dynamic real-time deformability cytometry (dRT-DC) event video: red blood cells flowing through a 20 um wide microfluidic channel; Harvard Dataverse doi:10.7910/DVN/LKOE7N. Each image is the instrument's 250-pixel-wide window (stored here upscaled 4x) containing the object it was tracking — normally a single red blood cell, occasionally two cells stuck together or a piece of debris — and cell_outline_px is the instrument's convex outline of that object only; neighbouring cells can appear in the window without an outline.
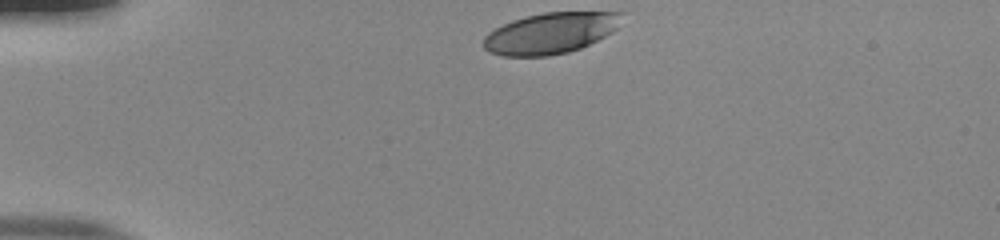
{"species": "human", "species_latin": "Homo sapiens", "temperature_condition": "room temperature", "stored_images_in_passage": 34, "camera_frame_rate_fps": 3000, "um_per_image_px": 0.085, "donor": {"sex": "male"}, "frame": {"image": 1, "passage_image": 1, "time_ms": 0.0, "image_size_px": [1000, 240], "cell_outline_px": [[624, 12], [616, 28], [612, 32], [580, 48], [568, 52], [548, 56], [500, 56], [488, 52], [484, 48], [484, 36], [488, 32], [512, 20], [524, 16], [544, 12]], "centroid_in_image_um": [46.74, 2.82], "position_along_channel_um": 38.3, "area_um2": 32.95}}
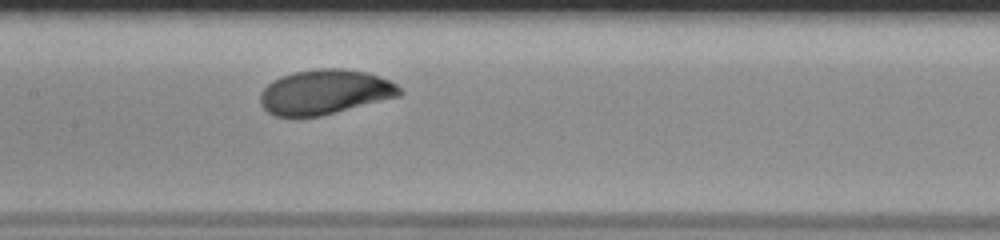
{"frame": {"image": 2, "passage_image": 16, "time_ms": 5.0, "image_size_px": [1000, 240], "cell_outline_px": [[404, 92], [400, 96], [320, 116], [272, 116], [260, 104], [260, 92], [272, 80], [280, 76], [292, 72], [320, 68], [344, 68], [368, 72], [388, 80], [396, 84]], "centroid_in_image_um": [27.6, 7.81], "position_along_channel_um": 179.8, "area_um2": 36.47}}
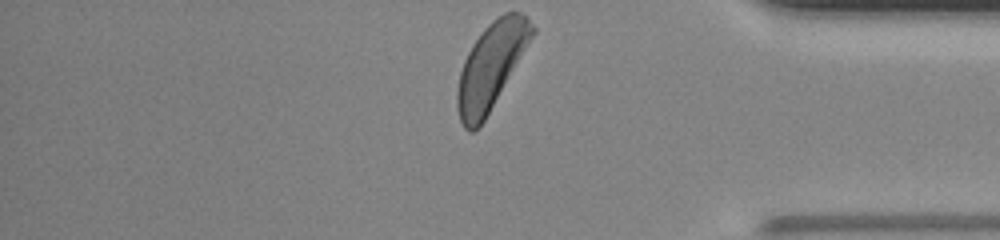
{"frame": {"image": 3, "passage_image": 34, "time_ms": 11.0, "image_size_px": [1000, 240], "cell_outline_px": [[536, 32], [484, 120], [472, 132], [468, 132], [464, 128], [460, 120], [456, 108], [456, 92], [460, 72], [464, 60], [472, 44], [480, 32], [492, 20], [504, 12], [520, 12], [536, 28]], "centroid_in_image_um": [41.72, 5.6], "position_along_channel_um": 393.5, "area_um2": 37.11}, "authors_computed_cell_mechanics": {"area_um2": 36.2984, "velocity_mm_per_s": 3.8492, "shape_relaxation_time_tau1_ms": 2.3686, "shape_relaxation_time_tau2_ms": null, "deformation_change_tau1": 0.1424, "deformation_change_tau2": null}}